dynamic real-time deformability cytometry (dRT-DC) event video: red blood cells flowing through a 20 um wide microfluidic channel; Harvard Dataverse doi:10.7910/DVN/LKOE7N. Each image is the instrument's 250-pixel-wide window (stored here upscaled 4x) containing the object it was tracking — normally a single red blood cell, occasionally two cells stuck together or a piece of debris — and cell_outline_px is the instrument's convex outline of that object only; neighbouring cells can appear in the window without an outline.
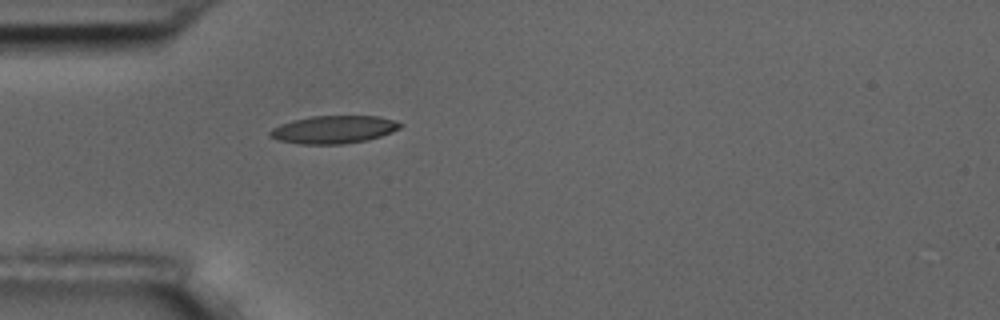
{"species": "common noctule bat (a hibernating species)", "species_latin": "Nyctalus noctula", "temperature_condition": "room temperature", "stored_images_in_passage": 1, "camera_frame_rate_fps": 3000, "um_per_image_px": 0.085, "animal": {"sex": "male", "body_mass_g": 17.5, "forearm_length_mm": 52.3}, "frame": {"image": 1, "passage_image": 1, "time_ms": 0.0, "image_size_px": [1000, 320], "cell_outline_px": [[404, 124], [400, 128], [392, 132], [368, 140], [344, 144], [300, 144], [280, 140], [268, 136], [268, 132], [272, 128], [280, 124], [292, 120], [312, 116], [380, 116]], "centroid_in_image_um": [28.35, 11.01], "position_along_channel_um": 56.6, "area_um2": 21.15}}